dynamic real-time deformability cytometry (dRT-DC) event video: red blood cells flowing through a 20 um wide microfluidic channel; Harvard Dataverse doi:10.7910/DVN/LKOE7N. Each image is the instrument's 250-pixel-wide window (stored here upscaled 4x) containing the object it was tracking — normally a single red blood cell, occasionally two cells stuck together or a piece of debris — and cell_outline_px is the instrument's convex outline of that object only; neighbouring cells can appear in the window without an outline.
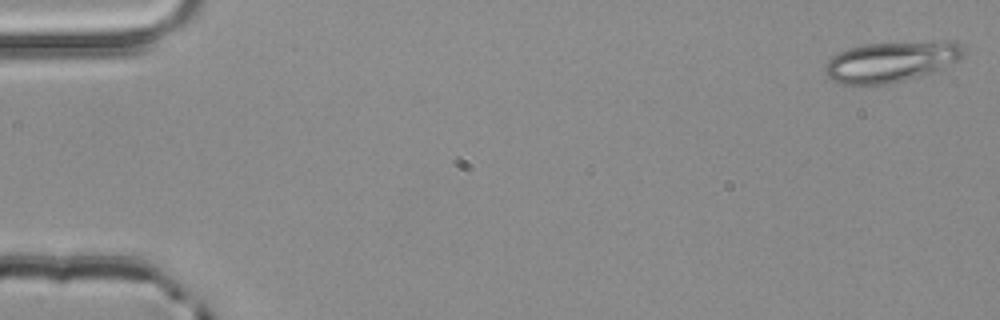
{"species": "common noctule bat (a hibernating species)", "species_latin": "Nyctalus noctula", "temperature_condition": "room temperature", "stored_images_in_passage": 4, "camera_frame_rate_fps": 3000, "um_per_image_px": 0.085, "animal": {"sex": "male", "body_mass_g": 20.4}, "frame": {"image": 1, "passage_image": 1, "time_ms": 0.0, "image_size_px": [1000, 320], "cell_outline_px": [[968, 52], [960, 60], [932, 72], [884, 84], [840, 84], [832, 80], [824, 72], [824, 68], [828, 60], [832, 56], [848, 48], [864, 44], [956, 40]], "centroid_in_image_um": [75.79, 5.21], "position_along_channel_um": 9.2, "area_um2": 32.71}}